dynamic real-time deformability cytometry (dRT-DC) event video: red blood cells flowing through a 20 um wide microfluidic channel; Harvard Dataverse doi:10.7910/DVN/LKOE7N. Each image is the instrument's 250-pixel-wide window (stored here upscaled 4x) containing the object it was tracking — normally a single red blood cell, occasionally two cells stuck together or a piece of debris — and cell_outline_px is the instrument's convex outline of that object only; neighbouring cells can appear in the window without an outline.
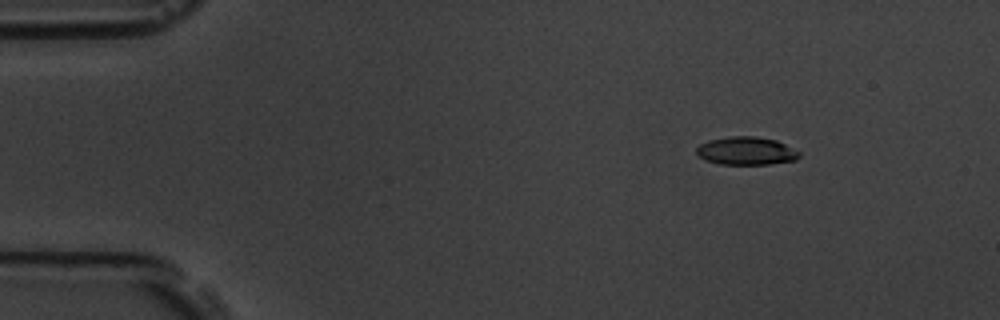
{"species": "common noctule bat (a hibernating species)", "species_latin": "Nyctalus noctula", "temperature_condition": "room temperature", "stored_images_in_passage": 4, "camera_frame_rate_fps": 3000, "um_per_image_px": 0.085, "animal": {"sex": "male", "body_mass_g": 19.5, "forearm_length_mm": 54.6}, "frame": {"image": 1, "passage_image": 1, "time_ms": 0.0, "image_size_px": [1000, 320], "cell_outline_px": [[800, 156], [796, 160], [768, 164], [720, 164], [708, 160], [700, 156], [696, 152], [696, 148], [700, 144], [708, 140], [728, 136], [756, 136], [776, 140], [800, 152]], "centroid_in_image_um": [63.44, 12.81], "position_along_channel_um": 21.6, "area_um2": 16.7}}
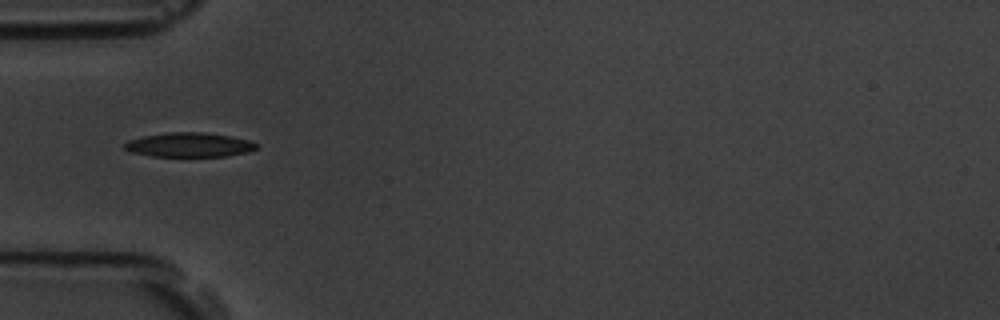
{"frame": {"image": 2, "passage_image": 4, "time_ms": 1.0, "image_size_px": [1000, 320], "cell_outline_px": [[256, 148], [248, 152], [224, 156], [152, 156], [132, 152], [124, 148], [124, 144], [128, 140], [144, 136], [168, 132], [204, 132], [228, 136], [248, 140], [256, 144]], "centroid_in_image_um": [16.05, 12.31], "position_along_channel_um": 69.0, "area_um2": 18.44}}